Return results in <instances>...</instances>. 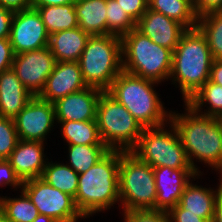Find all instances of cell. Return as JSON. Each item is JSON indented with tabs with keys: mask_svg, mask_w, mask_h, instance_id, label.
<instances>
[{
	"mask_svg": "<svg viewBox=\"0 0 222 222\" xmlns=\"http://www.w3.org/2000/svg\"><path fill=\"white\" fill-rule=\"evenodd\" d=\"M184 106V113L171 111L170 121L179 134L191 166L197 174L202 175V171L197 167V163L201 162L222 177V122L220 118L201 115L186 103Z\"/></svg>",
	"mask_w": 222,
	"mask_h": 222,
	"instance_id": "6da1fadb",
	"label": "cell"
},
{
	"mask_svg": "<svg viewBox=\"0 0 222 222\" xmlns=\"http://www.w3.org/2000/svg\"><path fill=\"white\" fill-rule=\"evenodd\" d=\"M120 150H109L85 173L79 174L75 205L84 218L120 206Z\"/></svg>",
	"mask_w": 222,
	"mask_h": 222,
	"instance_id": "7a4b0ae2",
	"label": "cell"
},
{
	"mask_svg": "<svg viewBox=\"0 0 222 222\" xmlns=\"http://www.w3.org/2000/svg\"><path fill=\"white\" fill-rule=\"evenodd\" d=\"M214 59L200 30L187 29L172 54L169 76L186 103L210 78Z\"/></svg>",
	"mask_w": 222,
	"mask_h": 222,
	"instance_id": "3957f363",
	"label": "cell"
},
{
	"mask_svg": "<svg viewBox=\"0 0 222 222\" xmlns=\"http://www.w3.org/2000/svg\"><path fill=\"white\" fill-rule=\"evenodd\" d=\"M159 84L122 71L112 81L107 92L122 104L143 128L158 127L170 121L172 111H167L165 103L154 88Z\"/></svg>",
	"mask_w": 222,
	"mask_h": 222,
	"instance_id": "277c9868",
	"label": "cell"
},
{
	"mask_svg": "<svg viewBox=\"0 0 222 222\" xmlns=\"http://www.w3.org/2000/svg\"><path fill=\"white\" fill-rule=\"evenodd\" d=\"M121 39L123 71L157 83L169 80L173 54L170 49L154 43L136 28Z\"/></svg>",
	"mask_w": 222,
	"mask_h": 222,
	"instance_id": "5b68a950",
	"label": "cell"
},
{
	"mask_svg": "<svg viewBox=\"0 0 222 222\" xmlns=\"http://www.w3.org/2000/svg\"><path fill=\"white\" fill-rule=\"evenodd\" d=\"M87 86L107 91L123 71L122 39L116 35H93L78 60Z\"/></svg>",
	"mask_w": 222,
	"mask_h": 222,
	"instance_id": "8992f818",
	"label": "cell"
},
{
	"mask_svg": "<svg viewBox=\"0 0 222 222\" xmlns=\"http://www.w3.org/2000/svg\"><path fill=\"white\" fill-rule=\"evenodd\" d=\"M119 196L122 212L155 210L157 192L153 167L131 151L120 150Z\"/></svg>",
	"mask_w": 222,
	"mask_h": 222,
	"instance_id": "52a82bcc",
	"label": "cell"
},
{
	"mask_svg": "<svg viewBox=\"0 0 222 222\" xmlns=\"http://www.w3.org/2000/svg\"><path fill=\"white\" fill-rule=\"evenodd\" d=\"M96 121L100 137L110 150L131 151L144 129L107 91L98 100Z\"/></svg>",
	"mask_w": 222,
	"mask_h": 222,
	"instance_id": "ba28073f",
	"label": "cell"
},
{
	"mask_svg": "<svg viewBox=\"0 0 222 222\" xmlns=\"http://www.w3.org/2000/svg\"><path fill=\"white\" fill-rule=\"evenodd\" d=\"M131 152L153 168H193L171 121L158 127L144 128Z\"/></svg>",
	"mask_w": 222,
	"mask_h": 222,
	"instance_id": "9c48e42d",
	"label": "cell"
},
{
	"mask_svg": "<svg viewBox=\"0 0 222 222\" xmlns=\"http://www.w3.org/2000/svg\"><path fill=\"white\" fill-rule=\"evenodd\" d=\"M22 190L36 206L39 214L56 222L85 219L77 209L73 197L52 187L41 177L24 181Z\"/></svg>",
	"mask_w": 222,
	"mask_h": 222,
	"instance_id": "30bf717a",
	"label": "cell"
},
{
	"mask_svg": "<svg viewBox=\"0 0 222 222\" xmlns=\"http://www.w3.org/2000/svg\"><path fill=\"white\" fill-rule=\"evenodd\" d=\"M18 138L47 144V135L57 125L54 104L34 96L13 118Z\"/></svg>",
	"mask_w": 222,
	"mask_h": 222,
	"instance_id": "8fae6325",
	"label": "cell"
},
{
	"mask_svg": "<svg viewBox=\"0 0 222 222\" xmlns=\"http://www.w3.org/2000/svg\"><path fill=\"white\" fill-rule=\"evenodd\" d=\"M55 64V57L47 46L39 50L16 54L12 69L25 88L33 96H39Z\"/></svg>",
	"mask_w": 222,
	"mask_h": 222,
	"instance_id": "7c38bea8",
	"label": "cell"
},
{
	"mask_svg": "<svg viewBox=\"0 0 222 222\" xmlns=\"http://www.w3.org/2000/svg\"><path fill=\"white\" fill-rule=\"evenodd\" d=\"M9 41L15 55L48 46L49 34L37 9L14 12Z\"/></svg>",
	"mask_w": 222,
	"mask_h": 222,
	"instance_id": "4fadbf2b",
	"label": "cell"
},
{
	"mask_svg": "<svg viewBox=\"0 0 222 222\" xmlns=\"http://www.w3.org/2000/svg\"><path fill=\"white\" fill-rule=\"evenodd\" d=\"M157 198L155 210L168 212L175 207L186 185L198 175L193 168H153Z\"/></svg>",
	"mask_w": 222,
	"mask_h": 222,
	"instance_id": "5bb4252c",
	"label": "cell"
},
{
	"mask_svg": "<svg viewBox=\"0 0 222 222\" xmlns=\"http://www.w3.org/2000/svg\"><path fill=\"white\" fill-rule=\"evenodd\" d=\"M102 92L101 89L88 86L59 98L53 103L56 121L96 120L97 104Z\"/></svg>",
	"mask_w": 222,
	"mask_h": 222,
	"instance_id": "9a60e30c",
	"label": "cell"
},
{
	"mask_svg": "<svg viewBox=\"0 0 222 222\" xmlns=\"http://www.w3.org/2000/svg\"><path fill=\"white\" fill-rule=\"evenodd\" d=\"M136 29L149 37L154 43L170 49L178 45L183 33L187 30L182 24L150 9L136 22Z\"/></svg>",
	"mask_w": 222,
	"mask_h": 222,
	"instance_id": "2e32d148",
	"label": "cell"
},
{
	"mask_svg": "<svg viewBox=\"0 0 222 222\" xmlns=\"http://www.w3.org/2000/svg\"><path fill=\"white\" fill-rule=\"evenodd\" d=\"M88 87L78 62H56L39 97L54 103L59 98Z\"/></svg>",
	"mask_w": 222,
	"mask_h": 222,
	"instance_id": "e0dca14e",
	"label": "cell"
},
{
	"mask_svg": "<svg viewBox=\"0 0 222 222\" xmlns=\"http://www.w3.org/2000/svg\"><path fill=\"white\" fill-rule=\"evenodd\" d=\"M44 150L43 142L18 140L7 161L22 182L42 176L49 160Z\"/></svg>",
	"mask_w": 222,
	"mask_h": 222,
	"instance_id": "ac0fdd59",
	"label": "cell"
},
{
	"mask_svg": "<svg viewBox=\"0 0 222 222\" xmlns=\"http://www.w3.org/2000/svg\"><path fill=\"white\" fill-rule=\"evenodd\" d=\"M200 174L196 175L185 187L178 205L186 210V213L197 214V216L212 222L214 208L217 197L222 191V177L218 176L219 184L216 188L203 187L193 180L199 179Z\"/></svg>",
	"mask_w": 222,
	"mask_h": 222,
	"instance_id": "d6986e66",
	"label": "cell"
},
{
	"mask_svg": "<svg viewBox=\"0 0 222 222\" xmlns=\"http://www.w3.org/2000/svg\"><path fill=\"white\" fill-rule=\"evenodd\" d=\"M33 97L12 68L0 74V116L13 119Z\"/></svg>",
	"mask_w": 222,
	"mask_h": 222,
	"instance_id": "ffe728a7",
	"label": "cell"
},
{
	"mask_svg": "<svg viewBox=\"0 0 222 222\" xmlns=\"http://www.w3.org/2000/svg\"><path fill=\"white\" fill-rule=\"evenodd\" d=\"M90 35L80 27L49 35L48 47L56 62H78Z\"/></svg>",
	"mask_w": 222,
	"mask_h": 222,
	"instance_id": "44dd1931",
	"label": "cell"
},
{
	"mask_svg": "<svg viewBox=\"0 0 222 222\" xmlns=\"http://www.w3.org/2000/svg\"><path fill=\"white\" fill-rule=\"evenodd\" d=\"M78 27L90 36L106 35V0H77Z\"/></svg>",
	"mask_w": 222,
	"mask_h": 222,
	"instance_id": "7402d4cb",
	"label": "cell"
},
{
	"mask_svg": "<svg viewBox=\"0 0 222 222\" xmlns=\"http://www.w3.org/2000/svg\"><path fill=\"white\" fill-rule=\"evenodd\" d=\"M61 127L66 145H105L100 137L97 121H56Z\"/></svg>",
	"mask_w": 222,
	"mask_h": 222,
	"instance_id": "603a6c76",
	"label": "cell"
},
{
	"mask_svg": "<svg viewBox=\"0 0 222 222\" xmlns=\"http://www.w3.org/2000/svg\"><path fill=\"white\" fill-rule=\"evenodd\" d=\"M186 104L201 115L222 118V86L208 80Z\"/></svg>",
	"mask_w": 222,
	"mask_h": 222,
	"instance_id": "cb8c5ba5",
	"label": "cell"
},
{
	"mask_svg": "<svg viewBox=\"0 0 222 222\" xmlns=\"http://www.w3.org/2000/svg\"><path fill=\"white\" fill-rule=\"evenodd\" d=\"M148 9L175 20L186 29L197 25L198 18L191 0H148Z\"/></svg>",
	"mask_w": 222,
	"mask_h": 222,
	"instance_id": "d4e9b609",
	"label": "cell"
},
{
	"mask_svg": "<svg viewBox=\"0 0 222 222\" xmlns=\"http://www.w3.org/2000/svg\"><path fill=\"white\" fill-rule=\"evenodd\" d=\"M41 15L47 33L70 30L78 27L74 3L36 8Z\"/></svg>",
	"mask_w": 222,
	"mask_h": 222,
	"instance_id": "484cf974",
	"label": "cell"
},
{
	"mask_svg": "<svg viewBox=\"0 0 222 222\" xmlns=\"http://www.w3.org/2000/svg\"><path fill=\"white\" fill-rule=\"evenodd\" d=\"M50 160L47 161L41 178L52 187L75 198L79 174L65 163Z\"/></svg>",
	"mask_w": 222,
	"mask_h": 222,
	"instance_id": "4316f807",
	"label": "cell"
},
{
	"mask_svg": "<svg viewBox=\"0 0 222 222\" xmlns=\"http://www.w3.org/2000/svg\"><path fill=\"white\" fill-rule=\"evenodd\" d=\"M19 192L21 195L13 198L0 195V210L11 222H33L39 211L23 190Z\"/></svg>",
	"mask_w": 222,
	"mask_h": 222,
	"instance_id": "83f0119b",
	"label": "cell"
},
{
	"mask_svg": "<svg viewBox=\"0 0 222 222\" xmlns=\"http://www.w3.org/2000/svg\"><path fill=\"white\" fill-rule=\"evenodd\" d=\"M69 165L78 174L85 173L110 149L106 145H67Z\"/></svg>",
	"mask_w": 222,
	"mask_h": 222,
	"instance_id": "f1b7e54d",
	"label": "cell"
},
{
	"mask_svg": "<svg viewBox=\"0 0 222 222\" xmlns=\"http://www.w3.org/2000/svg\"><path fill=\"white\" fill-rule=\"evenodd\" d=\"M196 27L204 35L214 60H222V11L204 15Z\"/></svg>",
	"mask_w": 222,
	"mask_h": 222,
	"instance_id": "f546056e",
	"label": "cell"
},
{
	"mask_svg": "<svg viewBox=\"0 0 222 222\" xmlns=\"http://www.w3.org/2000/svg\"><path fill=\"white\" fill-rule=\"evenodd\" d=\"M136 28V23L116 0H106V35L123 37Z\"/></svg>",
	"mask_w": 222,
	"mask_h": 222,
	"instance_id": "4dcf8cb0",
	"label": "cell"
},
{
	"mask_svg": "<svg viewBox=\"0 0 222 222\" xmlns=\"http://www.w3.org/2000/svg\"><path fill=\"white\" fill-rule=\"evenodd\" d=\"M18 140L14 120L0 116V160L8 159Z\"/></svg>",
	"mask_w": 222,
	"mask_h": 222,
	"instance_id": "1f68e13d",
	"label": "cell"
},
{
	"mask_svg": "<svg viewBox=\"0 0 222 222\" xmlns=\"http://www.w3.org/2000/svg\"><path fill=\"white\" fill-rule=\"evenodd\" d=\"M122 216L124 222H170L167 212L154 209L125 211Z\"/></svg>",
	"mask_w": 222,
	"mask_h": 222,
	"instance_id": "d6a6232c",
	"label": "cell"
},
{
	"mask_svg": "<svg viewBox=\"0 0 222 222\" xmlns=\"http://www.w3.org/2000/svg\"><path fill=\"white\" fill-rule=\"evenodd\" d=\"M23 182L16 175L13 167L7 160H0V187L11 186L14 191L22 190Z\"/></svg>",
	"mask_w": 222,
	"mask_h": 222,
	"instance_id": "836d02e7",
	"label": "cell"
},
{
	"mask_svg": "<svg viewBox=\"0 0 222 222\" xmlns=\"http://www.w3.org/2000/svg\"><path fill=\"white\" fill-rule=\"evenodd\" d=\"M136 23L148 9V0H116Z\"/></svg>",
	"mask_w": 222,
	"mask_h": 222,
	"instance_id": "e575fe53",
	"label": "cell"
},
{
	"mask_svg": "<svg viewBox=\"0 0 222 222\" xmlns=\"http://www.w3.org/2000/svg\"><path fill=\"white\" fill-rule=\"evenodd\" d=\"M193 9L197 18L210 13L221 12L222 0H193Z\"/></svg>",
	"mask_w": 222,
	"mask_h": 222,
	"instance_id": "d590c367",
	"label": "cell"
},
{
	"mask_svg": "<svg viewBox=\"0 0 222 222\" xmlns=\"http://www.w3.org/2000/svg\"><path fill=\"white\" fill-rule=\"evenodd\" d=\"M14 51L9 41V38L0 39V74L12 68V63L14 60Z\"/></svg>",
	"mask_w": 222,
	"mask_h": 222,
	"instance_id": "8d00e7d4",
	"label": "cell"
},
{
	"mask_svg": "<svg viewBox=\"0 0 222 222\" xmlns=\"http://www.w3.org/2000/svg\"><path fill=\"white\" fill-rule=\"evenodd\" d=\"M170 222H209L197 214L186 213L178 204L167 212Z\"/></svg>",
	"mask_w": 222,
	"mask_h": 222,
	"instance_id": "74e56055",
	"label": "cell"
},
{
	"mask_svg": "<svg viewBox=\"0 0 222 222\" xmlns=\"http://www.w3.org/2000/svg\"><path fill=\"white\" fill-rule=\"evenodd\" d=\"M14 12L0 5V39L9 38Z\"/></svg>",
	"mask_w": 222,
	"mask_h": 222,
	"instance_id": "f35d334b",
	"label": "cell"
},
{
	"mask_svg": "<svg viewBox=\"0 0 222 222\" xmlns=\"http://www.w3.org/2000/svg\"><path fill=\"white\" fill-rule=\"evenodd\" d=\"M0 5L13 12L26 10L32 7L31 0H0Z\"/></svg>",
	"mask_w": 222,
	"mask_h": 222,
	"instance_id": "ab89813d",
	"label": "cell"
},
{
	"mask_svg": "<svg viewBox=\"0 0 222 222\" xmlns=\"http://www.w3.org/2000/svg\"><path fill=\"white\" fill-rule=\"evenodd\" d=\"M209 80L222 86V60L213 61Z\"/></svg>",
	"mask_w": 222,
	"mask_h": 222,
	"instance_id": "60d3db41",
	"label": "cell"
},
{
	"mask_svg": "<svg viewBox=\"0 0 222 222\" xmlns=\"http://www.w3.org/2000/svg\"><path fill=\"white\" fill-rule=\"evenodd\" d=\"M77 0H31L32 7L37 8L40 6H57L69 3H75Z\"/></svg>",
	"mask_w": 222,
	"mask_h": 222,
	"instance_id": "b9f144b4",
	"label": "cell"
},
{
	"mask_svg": "<svg viewBox=\"0 0 222 222\" xmlns=\"http://www.w3.org/2000/svg\"><path fill=\"white\" fill-rule=\"evenodd\" d=\"M212 222H222V191L216 199Z\"/></svg>",
	"mask_w": 222,
	"mask_h": 222,
	"instance_id": "7bdbcfd3",
	"label": "cell"
},
{
	"mask_svg": "<svg viewBox=\"0 0 222 222\" xmlns=\"http://www.w3.org/2000/svg\"><path fill=\"white\" fill-rule=\"evenodd\" d=\"M33 222H56L55 220H53L52 218L46 216V215H41L39 214L34 220Z\"/></svg>",
	"mask_w": 222,
	"mask_h": 222,
	"instance_id": "ee69618b",
	"label": "cell"
},
{
	"mask_svg": "<svg viewBox=\"0 0 222 222\" xmlns=\"http://www.w3.org/2000/svg\"><path fill=\"white\" fill-rule=\"evenodd\" d=\"M0 222H11L0 210Z\"/></svg>",
	"mask_w": 222,
	"mask_h": 222,
	"instance_id": "f6af8a7d",
	"label": "cell"
},
{
	"mask_svg": "<svg viewBox=\"0 0 222 222\" xmlns=\"http://www.w3.org/2000/svg\"><path fill=\"white\" fill-rule=\"evenodd\" d=\"M61 222H79V220L61 221Z\"/></svg>",
	"mask_w": 222,
	"mask_h": 222,
	"instance_id": "bcb514c9",
	"label": "cell"
}]
</instances>
